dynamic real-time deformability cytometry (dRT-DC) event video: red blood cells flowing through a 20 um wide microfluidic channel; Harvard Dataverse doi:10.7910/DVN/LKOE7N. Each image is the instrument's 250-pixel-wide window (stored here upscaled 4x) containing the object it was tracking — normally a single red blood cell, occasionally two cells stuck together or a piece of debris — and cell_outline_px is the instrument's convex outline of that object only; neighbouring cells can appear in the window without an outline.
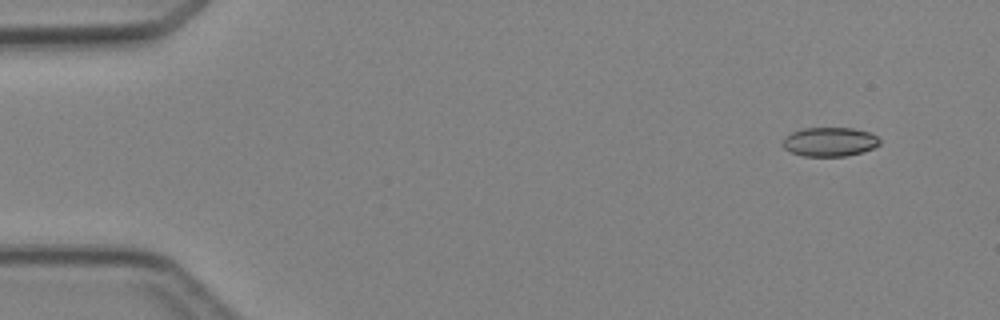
{"species": "Egyptian fruit bat (a non-hibernating species)", "species_latin": "Rousettus aegyptiacus", "temperature_condition": "cold", "stored_images_in_passage": 3, "camera_frame_rate_fps": 3000, "um_per_image_px": 0.085, "animal": {"sex": "female"}, "frame": {"image": 1, "passage_image": 1, "time_ms": 0.0, "image_size_px": [1000, 320], "cell_outline_px": [[880, 144], [864, 152], [844, 156], [804, 156], [792, 152], [784, 148], [784, 136], [792, 132], [804, 128], [852, 128], [868, 132], [876, 136], [880, 140]], "centroid_in_image_um": [70.53, 12.05], "position_along_channel_um": 14.5, "area_um2": 16.3}}